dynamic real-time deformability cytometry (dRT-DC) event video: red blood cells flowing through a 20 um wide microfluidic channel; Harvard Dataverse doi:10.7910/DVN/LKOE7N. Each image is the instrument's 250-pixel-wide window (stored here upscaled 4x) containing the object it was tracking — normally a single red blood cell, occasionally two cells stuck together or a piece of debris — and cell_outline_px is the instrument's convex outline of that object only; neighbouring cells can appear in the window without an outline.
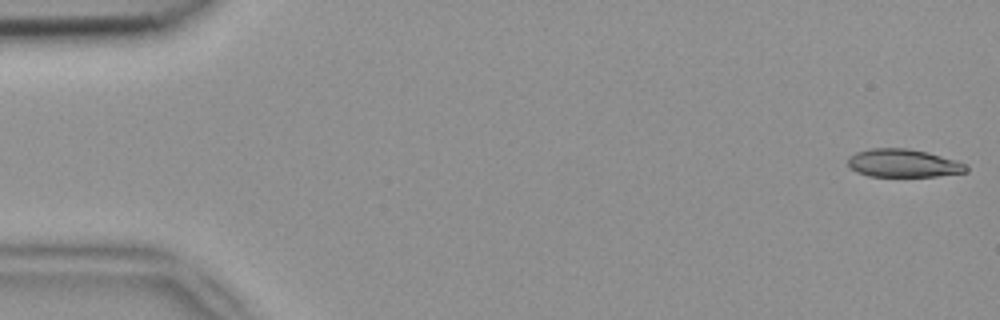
{"species": "common noctule bat (a hibernating species)", "species_latin": "Nyctalus noctula", "temperature_condition": "room temperature", "stored_images_in_passage": 12, "camera_frame_rate_fps": 3000, "um_per_image_px": 0.085, "animal": {"sex": "female", "body_mass_g": 18.4}, "frame": {"image": 1, "passage_image": 1, "time_ms": 0.0, "image_size_px": [1000, 320], "cell_outline_px": [[968, 172], [936, 176], [868, 176], [856, 172], [848, 168], [848, 156], [856, 152], [872, 148], [908, 148], [928, 152], [956, 160], [968, 164]], "centroid_in_image_um": [76.78, 13.87], "position_along_channel_um": 8.2, "area_um2": 19.59}}